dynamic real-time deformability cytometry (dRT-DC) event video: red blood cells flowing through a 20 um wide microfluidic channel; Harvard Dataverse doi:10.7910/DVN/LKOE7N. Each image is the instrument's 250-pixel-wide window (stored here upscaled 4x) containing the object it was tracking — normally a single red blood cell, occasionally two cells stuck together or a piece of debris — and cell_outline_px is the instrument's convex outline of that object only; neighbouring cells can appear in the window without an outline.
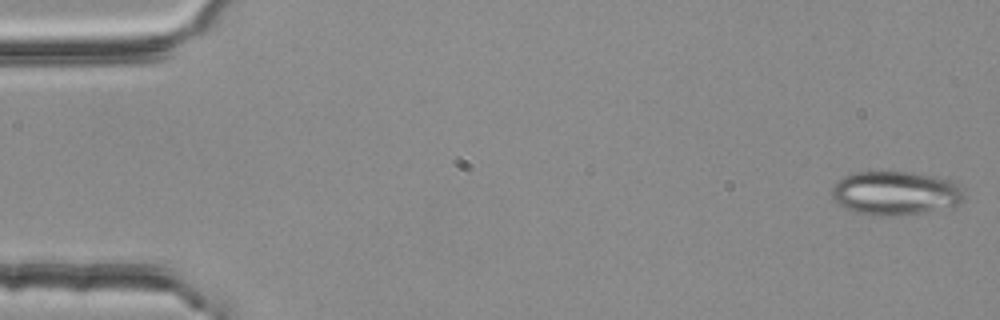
{"species": "common noctule bat (a hibernating species)", "species_latin": "Nyctalus noctula", "temperature_condition": "room temperature", "stored_images_in_passage": 54, "camera_frame_rate_fps": 3000, "um_per_image_px": 0.085, "animal": {"sex": "female", "body_mass_g": 25.1}, "frame": {"image": 1, "passage_image": 1, "time_ms": 0.0, "image_size_px": [1000, 320], "cell_outline_px": [[964, 200], [960, 204], [920, 212], [888, 216], [872, 216], [856, 212], [844, 208], [832, 200], [832, 188], [844, 176], [856, 172], [912, 172], [952, 180], [964, 192]], "centroid_in_image_um": [76.08, 16.41], "position_along_channel_um": 8.9, "area_um2": 33.58}}
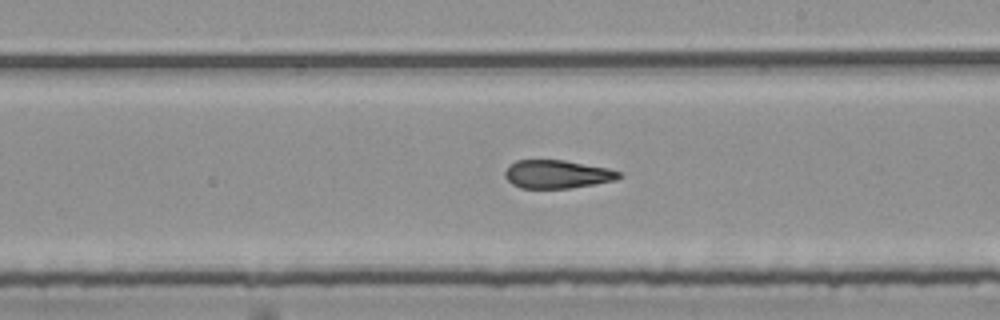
{"frame": {"image": 2, "passage_image": 31, "time_ms": 10.0, "image_size_px": [1000, 320], "cell_outline_px": [[620, 176], [616, 180], [568, 188], [520, 188], [512, 184], [504, 176], [504, 172], [508, 164], [516, 160], [564, 160], [608, 168], [620, 172]], "centroid_in_image_um": [47.3, 14.8], "position_along_channel_um": 241.7, "area_um2": 18.73}}
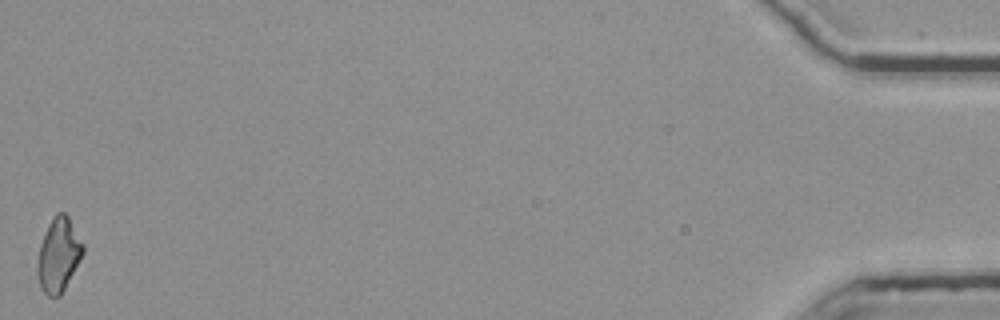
{"frame": {"image": 3, "passage_image": 54, "time_ms": 17.667, "image_size_px": [1000, 320], "cell_outline_px": [[84, 252], [80, 260], [60, 296], [48, 296], [40, 288], [36, 272], [36, 264], [40, 244], [48, 224], [52, 216], [56, 212], [64, 212], [68, 216], [84, 244]], "centroid_in_image_um": [4.96, 21.65], "position_along_channel_um": 430.2, "area_um2": 19.77}, "authors_computed_cell_mechanics": {"area_um2": 19.941, "velocity_mm_per_s": 3.7771, "shape_relaxation_time_tau1_ms": null, "shape_relaxation_time_tau2_ms": 1.7328, "deformation_change_tau1": null, "deformation_change_tau2": 0.1063}}